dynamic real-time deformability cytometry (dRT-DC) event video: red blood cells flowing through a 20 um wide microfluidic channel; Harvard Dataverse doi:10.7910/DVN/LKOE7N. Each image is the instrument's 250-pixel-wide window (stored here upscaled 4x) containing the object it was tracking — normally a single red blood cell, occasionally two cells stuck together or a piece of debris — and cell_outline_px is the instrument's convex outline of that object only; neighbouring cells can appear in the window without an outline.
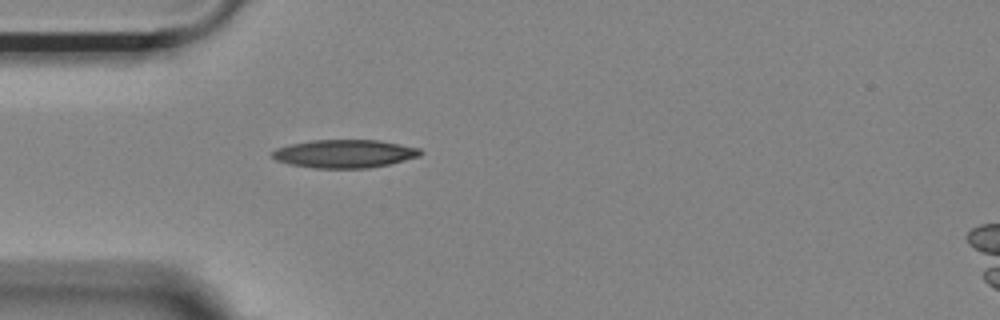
{"species": "Egyptian fruit bat (a non-hibernating species)", "species_latin": "Rousettus aegyptiacus", "temperature_condition": "room temperature", "stored_images_in_passage": 39, "camera_frame_rate_fps": 3000, "um_per_image_px": 0.085, "animal": {"sex": "female"}, "frame": {"image": 1, "passage_image": 1, "time_ms": 0.0, "image_size_px": [1000, 320], "cell_outline_px": [[424, 152], [420, 156], [388, 164], [368, 168], [312, 168], [288, 164], [276, 160], [272, 156], [272, 152], [276, 148], [292, 144], [312, 140], [380, 140], [420, 148]], "centroid_in_image_um": [29.29, 13.06], "position_along_channel_um": 55.7, "area_um2": 24.33}}
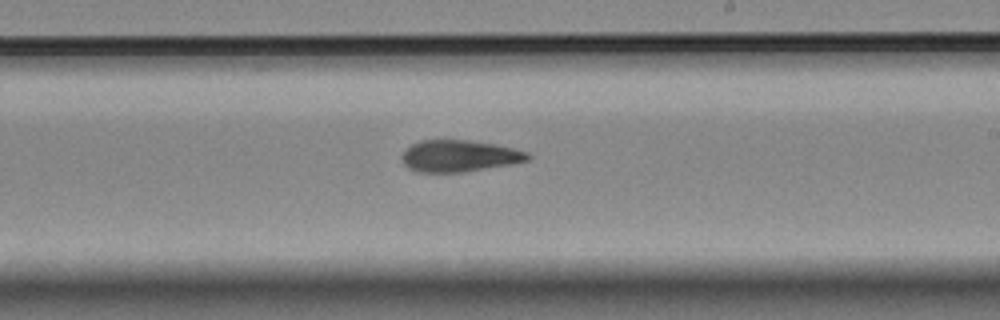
{"frame": {"image": 2, "passage_image": 17, "time_ms": 5.333, "image_size_px": [1000, 320], "cell_outline_px": [[532, 156], [528, 160], [512, 164], [464, 172], [416, 172], [408, 168], [404, 164], [400, 156], [412, 144], [420, 140], [468, 140], [492, 144], [512, 148], [528, 152]], "centroid_in_image_um": [39.02, 13.26], "position_along_channel_um": 250.0, "area_um2": 23.18}}
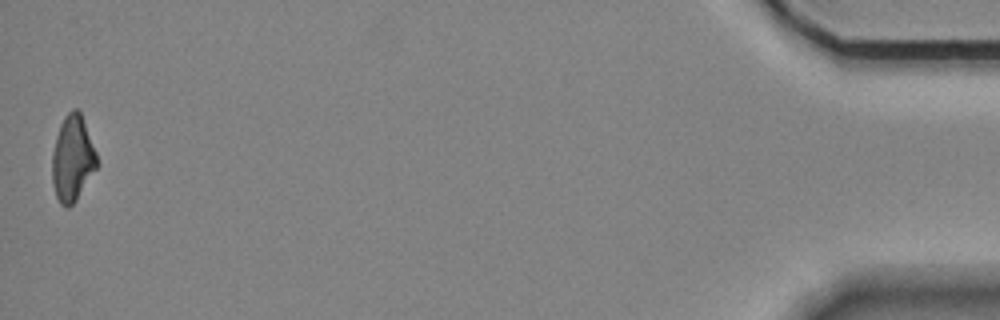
{"frame": {"image": 3, "passage_image": 39, "time_ms": 12.667, "image_size_px": [1000, 320], "cell_outline_px": [[100, 164], [76, 200], [68, 208], [64, 208], [60, 204], [56, 196], [52, 184], [52, 152], [56, 136], [60, 124], [64, 116], [72, 108], [76, 108], [80, 112], [96, 152]], "centroid_in_image_um": [6.16, 13.5], "position_along_channel_um": 429.0, "area_um2": 22.6}, "authors_computed_cell_mechanics": {"area_um2": 23.4668, "velocity_mm_per_s": 3.7053, "shape_relaxation_time_tau1_ms": 9.9586, "shape_relaxation_time_tau2_ms": 7.4514, "deformation_change_tau1": 0.2262, "deformation_change_tau2": 0.1832}}